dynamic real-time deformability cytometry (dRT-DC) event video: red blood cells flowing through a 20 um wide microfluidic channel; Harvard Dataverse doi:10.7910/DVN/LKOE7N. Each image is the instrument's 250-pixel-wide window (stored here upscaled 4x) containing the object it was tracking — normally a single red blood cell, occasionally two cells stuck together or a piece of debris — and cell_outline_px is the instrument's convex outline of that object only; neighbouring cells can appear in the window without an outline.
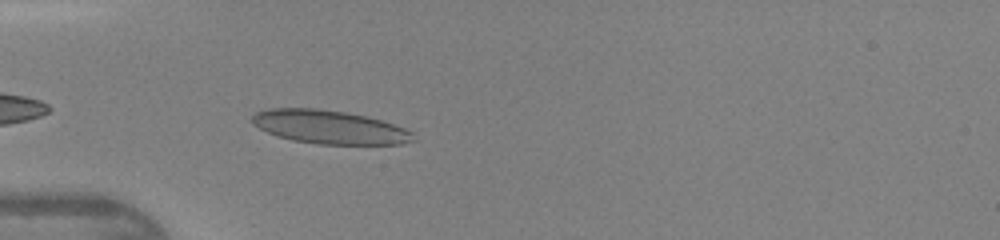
{"species": "human", "species_latin": "Homo sapiens", "temperature_condition": "warm", "stored_images_in_passage": 33, "camera_frame_rate_fps": 3000, "um_per_image_px": 0.085, "donor": {"sex": "female"}, "frame": {"image": 1, "passage_image": 2, "time_ms": 0.333, "image_size_px": [1000, 240], "cell_outline_px": [[416, 140], [404, 144], [316, 144], [292, 140], [276, 136], [252, 124], [252, 116], [256, 112], [268, 108], [316, 108], [344, 112], [364, 116], [380, 120], [404, 128], [412, 132]], "centroid_in_image_um": [27.98, 10.8], "position_along_channel_um": 57.0, "area_um2": 31.39}}
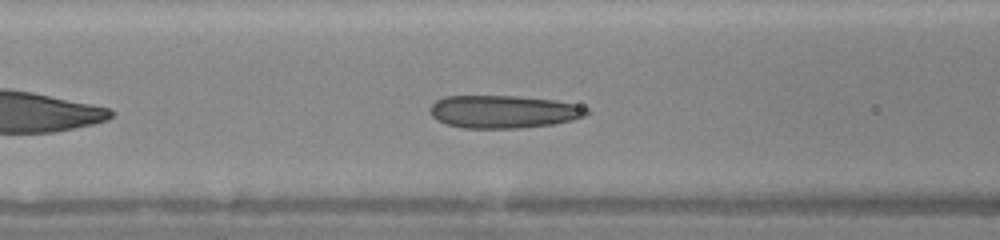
{"frame": {"image": 2, "passage_image": 7, "time_ms": 2.0, "image_size_px": [1000, 240], "cell_outline_px": [[588, 112], [584, 116], [572, 120], [556, 124], [516, 128], [464, 128], [448, 124], [436, 120], [428, 112], [428, 108], [436, 100], [444, 96], [516, 96], [556, 100], [576, 104], [588, 108]], "centroid_in_image_um": [42.77, 9.49], "position_along_channel_um": 123.8, "area_um2": 30.11}}
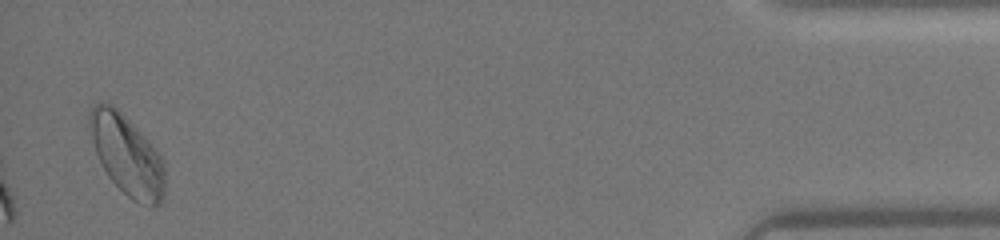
{"frame": {"image": 3, "passage_image": 32, "time_ms": 10.333, "image_size_px": [1000, 240], "cell_outline_px": [[164, 196], [160, 204], [152, 204], [132, 200], [108, 176], [96, 152], [92, 140], [88, 124], [88, 112], [100, 100], [104, 100], [112, 104], [156, 148], [164, 164]], "centroid_in_image_um": [10.77, 13.13], "position_along_channel_um": 424.4, "area_um2": 34.56}}